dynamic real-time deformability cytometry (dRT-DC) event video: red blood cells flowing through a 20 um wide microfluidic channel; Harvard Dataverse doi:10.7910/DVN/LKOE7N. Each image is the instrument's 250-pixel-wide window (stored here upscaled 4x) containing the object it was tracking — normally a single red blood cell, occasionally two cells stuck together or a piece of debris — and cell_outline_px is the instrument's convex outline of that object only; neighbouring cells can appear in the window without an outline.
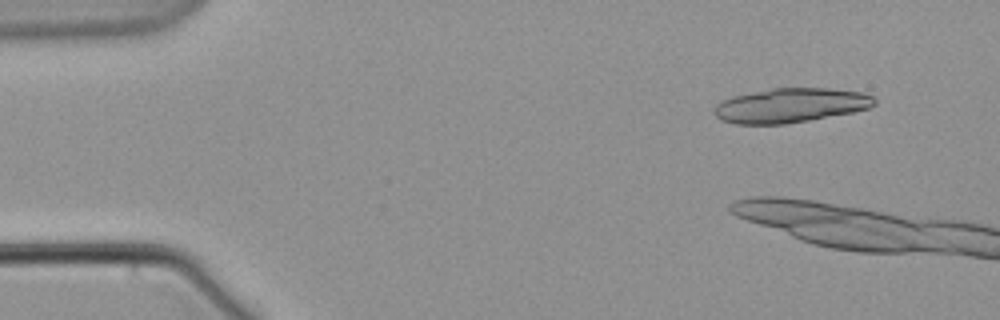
{"species": "common noctule bat (a hibernating species)", "species_latin": "Nyctalus noctula", "temperature_condition": "warm", "stored_images_in_passage": 5, "camera_frame_rate_fps": 3000, "um_per_image_px": 0.085, "animal": {"sex": "male", "body_mass_g": 21.5, "forearm_length_mm": 52.0}, "frame": {"image": 1, "passage_image": 1, "time_ms": 0.0, "image_size_px": [1000, 320], "cell_outline_px": [[876, 104], [868, 108], [852, 112], [808, 120], [784, 124], [736, 124], [720, 120], [716, 116], [716, 104], [732, 96], [772, 88], [828, 88], [860, 92], [876, 96]], "centroid_in_image_um": [67.22, 8.95], "position_along_channel_um": 17.8, "area_um2": 31.96}}